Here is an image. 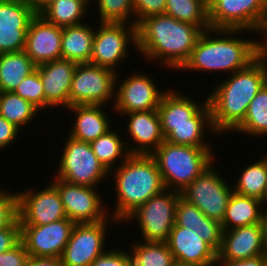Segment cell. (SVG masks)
<instances>
[{
    "label": "cell",
    "mask_w": 267,
    "mask_h": 266,
    "mask_svg": "<svg viewBox=\"0 0 267 266\" xmlns=\"http://www.w3.org/2000/svg\"><path fill=\"white\" fill-rule=\"evenodd\" d=\"M203 30L166 14L149 16L136 25V49L145 59L159 61L165 69L180 70Z\"/></svg>",
    "instance_id": "1"
},
{
    "label": "cell",
    "mask_w": 267,
    "mask_h": 266,
    "mask_svg": "<svg viewBox=\"0 0 267 266\" xmlns=\"http://www.w3.org/2000/svg\"><path fill=\"white\" fill-rule=\"evenodd\" d=\"M228 76L207 96L212 126L220 137L234 131L244 120L251 100L267 83V64L256 59Z\"/></svg>",
    "instance_id": "2"
},
{
    "label": "cell",
    "mask_w": 267,
    "mask_h": 266,
    "mask_svg": "<svg viewBox=\"0 0 267 266\" xmlns=\"http://www.w3.org/2000/svg\"><path fill=\"white\" fill-rule=\"evenodd\" d=\"M248 31V32H247ZM245 29H208L202 32L190 58L180 69L204 72H234L247 68L257 59L256 39L238 37ZM233 35V36H232ZM238 35V36H236Z\"/></svg>",
    "instance_id": "3"
},
{
    "label": "cell",
    "mask_w": 267,
    "mask_h": 266,
    "mask_svg": "<svg viewBox=\"0 0 267 266\" xmlns=\"http://www.w3.org/2000/svg\"><path fill=\"white\" fill-rule=\"evenodd\" d=\"M120 165V166H119ZM109 174L113 177L116 204L111 217L118 222L125 219L152 196L165 187L155 159L151 155L131 154Z\"/></svg>",
    "instance_id": "4"
},
{
    "label": "cell",
    "mask_w": 267,
    "mask_h": 266,
    "mask_svg": "<svg viewBox=\"0 0 267 266\" xmlns=\"http://www.w3.org/2000/svg\"><path fill=\"white\" fill-rule=\"evenodd\" d=\"M213 153L212 148L164 141L151 156L157 163L165 189L180 193L215 162Z\"/></svg>",
    "instance_id": "5"
},
{
    "label": "cell",
    "mask_w": 267,
    "mask_h": 266,
    "mask_svg": "<svg viewBox=\"0 0 267 266\" xmlns=\"http://www.w3.org/2000/svg\"><path fill=\"white\" fill-rule=\"evenodd\" d=\"M65 141L56 170L58 173L53 178L89 187L103 183L110 174L93 153L90 143L70 136Z\"/></svg>",
    "instance_id": "6"
},
{
    "label": "cell",
    "mask_w": 267,
    "mask_h": 266,
    "mask_svg": "<svg viewBox=\"0 0 267 266\" xmlns=\"http://www.w3.org/2000/svg\"><path fill=\"white\" fill-rule=\"evenodd\" d=\"M180 196L177 191L164 189L139 206L123 222L138 223L144 241L166 242L175 224L176 205Z\"/></svg>",
    "instance_id": "7"
},
{
    "label": "cell",
    "mask_w": 267,
    "mask_h": 266,
    "mask_svg": "<svg viewBox=\"0 0 267 266\" xmlns=\"http://www.w3.org/2000/svg\"><path fill=\"white\" fill-rule=\"evenodd\" d=\"M214 165L213 162L184 188L180 195L200 209L205 216L222 223L233 193V185L227 183Z\"/></svg>",
    "instance_id": "8"
},
{
    "label": "cell",
    "mask_w": 267,
    "mask_h": 266,
    "mask_svg": "<svg viewBox=\"0 0 267 266\" xmlns=\"http://www.w3.org/2000/svg\"><path fill=\"white\" fill-rule=\"evenodd\" d=\"M117 72L91 63H78L70 87V106H114ZM114 98V100H113Z\"/></svg>",
    "instance_id": "9"
},
{
    "label": "cell",
    "mask_w": 267,
    "mask_h": 266,
    "mask_svg": "<svg viewBox=\"0 0 267 266\" xmlns=\"http://www.w3.org/2000/svg\"><path fill=\"white\" fill-rule=\"evenodd\" d=\"M99 26L95 29L90 63L117 72L120 62L130 54L129 46L136 48V25L100 23Z\"/></svg>",
    "instance_id": "10"
},
{
    "label": "cell",
    "mask_w": 267,
    "mask_h": 266,
    "mask_svg": "<svg viewBox=\"0 0 267 266\" xmlns=\"http://www.w3.org/2000/svg\"><path fill=\"white\" fill-rule=\"evenodd\" d=\"M211 29L257 32L267 15V0H206Z\"/></svg>",
    "instance_id": "11"
},
{
    "label": "cell",
    "mask_w": 267,
    "mask_h": 266,
    "mask_svg": "<svg viewBox=\"0 0 267 266\" xmlns=\"http://www.w3.org/2000/svg\"><path fill=\"white\" fill-rule=\"evenodd\" d=\"M109 222L118 223L110 216V219L107 218L99 223L75 224L60 257L61 265L90 266L98 256L106 252L105 242L108 234L106 230L110 225Z\"/></svg>",
    "instance_id": "12"
},
{
    "label": "cell",
    "mask_w": 267,
    "mask_h": 266,
    "mask_svg": "<svg viewBox=\"0 0 267 266\" xmlns=\"http://www.w3.org/2000/svg\"><path fill=\"white\" fill-rule=\"evenodd\" d=\"M52 184L60 194L67 218L75 224L99 223L110 218L97 187L76 185L60 178L53 179Z\"/></svg>",
    "instance_id": "13"
},
{
    "label": "cell",
    "mask_w": 267,
    "mask_h": 266,
    "mask_svg": "<svg viewBox=\"0 0 267 266\" xmlns=\"http://www.w3.org/2000/svg\"><path fill=\"white\" fill-rule=\"evenodd\" d=\"M157 111L164 137L172 131V126L212 125L207 98L202 103L195 102V99L172 87L163 94Z\"/></svg>",
    "instance_id": "14"
},
{
    "label": "cell",
    "mask_w": 267,
    "mask_h": 266,
    "mask_svg": "<svg viewBox=\"0 0 267 266\" xmlns=\"http://www.w3.org/2000/svg\"><path fill=\"white\" fill-rule=\"evenodd\" d=\"M116 76L115 102L112 110L125 113L157 109L166 90L160 91L154 79L141 72H133L121 81ZM120 82V85L117 84Z\"/></svg>",
    "instance_id": "15"
},
{
    "label": "cell",
    "mask_w": 267,
    "mask_h": 266,
    "mask_svg": "<svg viewBox=\"0 0 267 266\" xmlns=\"http://www.w3.org/2000/svg\"><path fill=\"white\" fill-rule=\"evenodd\" d=\"M75 223L68 218L46 225H20V238L29 256L59 258Z\"/></svg>",
    "instance_id": "16"
},
{
    "label": "cell",
    "mask_w": 267,
    "mask_h": 266,
    "mask_svg": "<svg viewBox=\"0 0 267 266\" xmlns=\"http://www.w3.org/2000/svg\"><path fill=\"white\" fill-rule=\"evenodd\" d=\"M32 189L18 192L20 225H46L67 218L60 194L52 183L40 191Z\"/></svg>",
    "instance_id": "17"
},
{
    "label": "cell",
    "mask_w": 267,
    "mask_h": 266,
    "mask_svg": "<svg viewBox=\"0 0 267 266\" xmlns=\"http://www.w3.org/2000/svg\"><path fill=\"white\" fill-rule=\"evenodd\" d=\"M35 16L26 0H0V54L24 50L27 31Z\"/></svg>",
    "instance_id": "18"
},
{
    "label": "cell",
    "mask_w": 267,
    "mask_h": 266,
    "mask_svg": "<svg viewBox=\"0 0 267 266\" xmlns=\"http://www.w3.org/2000/svg\"><path fill=\"white\" fill-rule=\"evenodd\" d=\"M166 243L175 263L185 266L217 265V251L191 229L174 224Z\"/></svg>",
    "instance_id": "19"
},
{
    "label": "cell",
    "mask_w": 267,
    "mask_h": 266,
    "mask_svg": "<svg viewBox=\"0 0 267 266\" xmlns=\"http://www.w3.org/2000/svg\"><path fill=\"white\" fill-rule=\"evenodd\" d=\"M77 62L63 58L37 66L45 94V109L70 106V87Z\"/></svg>",
    "instance_id": "20"
},
{
    "label": "cell",
    "mask_w": 267,
    "mask_h": 266,
    "mask_svg": "<svg viewBox=\"0 0 267 266\" xmlns=\"http://www.w3.org/2000/svg\"><path fill=\"white\" fill-rule=\"evenodd\" d=\"M123 116L129 118V121L127 130L122 129L120 133L125 132L126 136L129 135L127 138L124 135L125 140L130 138L135 142V146L134 144L127 146L130 154L151 155L164 142L165 137L157 109L125 113L121 118Z\"/></svg>",
    "instance_id": "21"
},
{
    "label": "cell",
    "mask_w": 267,
    "mask_h": 266,
    "mask_svg": "<svg viewBox=\"0 0 267 266\" xmlns=\"http://www.w3.org/2000/svg\"><path fill=\"white\" fill-rule=\"evenodd\" d=\"M62 27L36 15L30 22L24 51L38 66L62 58Z\"/></svg>",
    "instance_id": "22"
},
{
    "label": "cell",
    "mask_w": 267,
    "mask_h": 266,
    "mask_svg": "<svg viewBox=\"0 0 267 266\" xmlns=\"http://www.w3.org/2000/svg\"><path fill=\"white\" fill-rule=\"evenodd\" d=\"M264 255L261 223L223 230L217 261L245 260Z\"/></svg>",
    "instance_id": "23"
},
{
    "label": "cell",
    "mask_w": 267,
    "mask_h": 266,
    "mask_svg": "<svg viewBox=\"0 0 267 266\" xmlns=\"http://www.w3.org/2000/svg\"><path fill=\"white\" fill-rule=\"evenodd\" d=\"M103 105H74L66 110L75 114V123L72 125L69 136L73 139L91 143L104 135L113 126L111 118L107 116ZM76 116V117H75Z\"/></svg>",
    "instance_id": "24"
},
{
    "label": "cell",
    "mask_w": 267,
    "mask_h": 266,
    "mask_svg": "<svg viewBox=\"0 0 267 266\" xmlns=\"http://www.w3.org/2000/svg\"><path fill=\"white\" fill-rule=\"evenodd\" d=\"M95 27L88 22L62 27V58L77 63H90Z\"/></svg>",
    "instance_id": "25"
},
{
    "label": "cell",
    "mask_w": 267,
    "mask_h": 266,
    "mask_svg": "<svg viewBox=\"0 0 267 266\" xmlns=\"http://www.w3.org/2000/svg\"><path fill=\"white\" fill-rule=\"evenodd\" d=\"M264 207L265 203L261 200L243 196L233 191L221 223L222 229L230 230L261 223Z\"/></svg>",
    "instance_id": "26"
},
{
    "label": "cell",
    "mask_w": 267,
    "mask_h": 266,
    "mask_svg": "<svg viewBox=\"0 0 267 266\" xmlns=\"http://www.w3.org/2000/svg\"><path fill=\"white\" fill-rule=\"evenodd\" d=\"M36 68L24 50L0 54V92L13 91Z\"/></svg>",
    "instance_id": "27"
},
{
    "label": "cell",
    "mask_w": 267,
    "mask_h": 266,
    "mask_svg": "<svg viewBox=\"0 0 267 266\" xmlns=\"http://www.w3.org/2000/svg\"><path fill=\"white\" fill-rule=\"evenodd\" d=\"M233 184L237 194L253 197L266 203L267 200V155L254 163L247 164Z\"/></svg>",
    "instance_id": "28"
},
{
    "label": "cell",
    "mask_w": 267,
    "mask_h": 266,
    "mask_svg": "<svg viewBox=\"0 0 267 266\" xmlns=\"http://www.w3.org/2000/svg\"><path fill=\"white\" fill-rule=\"evenodd\" d=\"M119 128L113 130V127L104 135L98 137L90 143L93 153L99 162L106 168L108 172L115 169L114 164L120 158L121 163L124 162L131 154L128 151V142L119 134Z\"/></svg>",
    "instance_id": "29"
},
{
    "label": "cell",
    "mask_w": 267,
    "mask_h": 266,
    "mask_svg": "<svg viewBox=\"0 0 267 266\" xmlns=\"http://www.w3.org/2000/svg\"><path fill=\"white\" fill-rule=\"evenodd\" d=\"M89 8L83 0H54L40 15L59 27L74 26L85 23Z\"/></svg>",
    "instance_id": "30"
},
{
    "label": "cell",
    "mask_w": 267,
    "mask_h": 266,
    "mask_svg": "<svg viewBox=\"0 0 267 266\" xmlns=\"http://www.w3.org/2000/svg\"><path fill=\"white\" fill-rule=\"evenodd\" d=\"M174 19L210 29L209 8L206 0H166L165 13Z\"/></svg>",
    "instance_id": "31"
},
{
    "label": "cell",
    "mask_w": 267,
    "mask_h": 266,
    "mask_svg": "<svg viewBox=\"0 0 267 266\" xmlns=\"http://www.w3.org/2000/svg\"><path fill=\"white\" fill-rule=\"evenodd\" d=\"M132 266H173L175 260L166 242L135 241L130 245Z\"/></svg>",
    "instance_id": "32"
},
{
    "label": "cell",
    "mask_w": 267,
    "mask_h": 266,
    "mask_svg": "<svg viewBox=\"0 0 267 266\" xmlns=\"http://www.w3.org/2000/svg\"><path fill=\"white\" fill-rule=\"evenodd\" d=\"M41 111L31 102L11 92H0V116L20 130L27 127ZM28 124V125H27Z\"/></svg>",
    "instance_id": "33"
},
{
    "label": "cell",
    "mask_w": 267,
    "mask_h": 266,
    "mask_svg": "<svg viewBox=\"0 0 267 266\" xmlns=\"http://www.w3.org/2000/svg\"><path fill=\"white\" fill-rule=\"evenodd\" d=\"M233 132L252 138L267 136V83L251 100L244 120Z\"/></svg>",
    "instance_id": "34"
},
{
    "label": "cell",
    "mask_w": 267,
    "mask_h": 266,
    "mask_svg": "<svg viewBox=\"0 0 267 266\" xmlns=\"http://www.w3.org/2000/svg\"><path fill=\"white\" fill-rule=\"evenodd\" d=\"M94 1L96 3L95 7H97L96 10H98L97 15H99L100 17L98 23L135 24L133 0H94Z\"/></svg>",
    "instance_id": "35"
},
{
    "label": "cell",
    "mask_w": 267,
    "mask_h": 266,
    "mask_svg": "<svg viewBox=\"0 0 267 266\" xmlns=\"http://www.w3.org/2000/svg\"><path fill=\"white\" fill-rule=\"evenodd\" d=\"M209 130H208V129ZM205 131H210L211 136H218L213 129L212 125H182L172 126V131L165 137L164 141L179 144L188 145L200 148H212L211 144H207L204 140Z\"/></svg>",
    "instance_id": "36"
},
{
    "label": "cell",
    "mask_w": 267,
    "mask_h": 266,
    "mask_svg": "<svg viewBox=\"0 0 267 266\" xmlns=\"http://www.w3.org/2000/svg\"><path fill=\"white\" fill-rule=\"evenodd\" d=\"M13 92L31 102L40 111L45 110L43 83L37 69L26 76Z\"/></svg>",
    "instance_id": "37"
},
{
    "label": "cell",
    "mask_w": 267,
    "mask_h": 266,
    "mask_svg": "<svg viewBox=\"0 0 267 266\" xmlns=\"http://www.w3.org/2000/svg\"><path fill=\"white\" fill-rule=\"evenodd\" d=\"M0 187V230L20 227L19 194Z\"/></svg>",
    "instance_id": "38"
},
{
    "label": "cell",
    "mask_w": 267,
    "mask_h": 266,
    "mask_svg": "<svg viewBox=\"0 0 267 266\" xmlns=\"http://www.w3.org/2000/svg\"><path fill=\"white\" fill-rule=\"evenodd\" d=\"M200 236V239L211 245L217 252L222 244V225L220 222L210 219L205 215H199V223L196 227L190 228Z\"/></svg>",
    "instance_id": "39"
},
{
    "label": "cell",
    "mask_w": 267,
    "mask_h": 266,
    "mask_svg": "<svg viewBox=\"0 0 267 266\" xmlns=\"http://www.w3.org/2000/svg\"><path fill=\"white\" fill-rule=\"evenodd\" d=\"M199 215H204L200 209L181 196L175 211V224L187 229L194 228L199 223Z\"/></svg>",
    "instance_id": "40"
},
{
    "label": "cell",
    "mask_w": 267,
    "mask_h": 266,
    "mask_svg": "<svg viewBox=\"0 0 267 266\" xmlns=\"http://www.w3.org/2000/svg\"><path fill=\"white\" fill-rule=\"evenodd\" d=\"M166 0H133L135 25L141 20L165 13Z\"/></svg>",
    "instance_id": "41"
},
{
    "label": "cell",
    "mask_w": 267,
    "mask_h": 266,
    "mask_svg": "<svg viewBox=\"0 0 267 266\" xmlns=\"http://www.w3.org/2000/svg\"><path fill=\"white\" fill-rule=\"evenodd\" d=\"M90 266H132V262L129 251L111 248L98 256Z\"/></svg>",
    "instance_id": "42"
},
{
    "label": "cell",
    "mask_w": 267,
    "mask_h": 266,
    "mask_svg": "<svg viewBox=\"0 0 267 266\" xmlns=\"http://www.w3.org/2000/svg\"><path fill=\"white\" fill-rule=\"evenodd\" d=\"M29 254L20 241L11 250L0 254V266H25Z\"/></svg>",
    "instance_id": "43"
},
{
    "label": "cell",
    "mask_w": 267,
    "mask_h": 266,
    "mask_svg": "<svg viewBox=\"0 0 267 266\" xmlns=\"http://www.w3.org/2000/svg\"><path fill=\"white\" fill-rule=\"evenodd\" d=\"M19 131L22 130L0 116V150L9 147L17 140Z\"/></svg>",
    "instance_id": "44"
},
{
    "label": "cell",
    "mask_w": 267,
    "mask_h": 266,
    "mask_svg": "<svg viewBox=\"0 0 267 266\" xmlns=\"http://www.w3.org/2000/svg\"><path fill=\"white\" fill-rule=\"evenodd\" d=\"M21 241L20 227H9L0 230V254L11 250Z\"/></svg>",
    "instance_id": "45"
},
{
    "label": "cell",
    "mask_w": 267,
    "mask_h": 266,
    "mask_svg": "<svg viewBox=\"0 0 267 266\" xmlns=\"http://www.w3.org/2000/svg\"><path fill=\"white\" fill-rule=\"evenodd\" d=\"M255 34L262 35L261 40H256L257 59L267 64V15L262 20V23Z\"/></svg>",
    "instance_id": "46"
},
{
    "label": "cell",
    "mask_w": 267,
    "mask_h": 266,
    "mask_svg": "<svg viewBox=\"0 0 267 266\" xmlns=\"http://www.w3.org/2000/svg\"><path fill=\"white\" fill-rule=\"evenodd\" d=\"M266 256H258L245 260H234V261H217L219 266H264Z\"/></svg>",
    "instance_id": "47"
},
{
    "label": "cell",
    "mask_w": 267,
    "mask_h": 266,
    "mask_svg": "<svg viewBox=\"0 0 267 266\" xmlns=\"http://www.w3.org/2000/svg\"><path fill=\"white\" fill-rule=\"evenodd\" d=\"M25 266H62L59 258L29 256Z\"/></svg>",
    "instance_id": "48"
},
{
    "label": "cell",
    "mask_w": 267,
    "mask_h": 266,
    "mask_svg": "<svg viewBox=\"0 0 267 266\" xmlns=\"http://www.w3.org/2000/svg\"><path fill=\"white\" fill-rule=\"evenodd\" d=\"M54 0H26L36 15H40Z\"/></svg>",
    "instance_id": "49"
},
{
    "label": "cell",
    "mask_w": 267,
    "mask_h": 266,
    "mask_svg": "<svg viewBox=\"0 0 267 266\" xmlns=\"http://www.w3.org/2000/svg\"><path fill=\"white\" fill-rule=\"evenodd\" d=\"M261 226L263 230L264 255L267 257V208L263 211Z\"/></svg>",
    "instance_id": "50"
},
{
    "label": "cell",
    "mask_w": 267,
    "mask_h": 266,
    "mask_svg": "<svg viewBox=\"0 0 267 266\" xmlns=\"http://www.w3.org/2000/svg\"><path fill=\"white\" fill-rule=\"evenodd\" d=\"M85 1L88 5H90L93 1L92 0H83Z\"/></svg>",
    "instance_id": "51"
},
{
    "label": "cell",
    "mask_w": 267,
    "mask_h": 266,
    "mask_svg": "<svg viewBox=\"0 0 267 266\" xmlns=\"http://www.w3.org/2000/svg\"><path fill=\"white\" fill-rule=\"evenodd\" d=\"M173 266H185V265L175 263Z\"/></svg>",
    "instance_id": "52"
}]
</instances>
